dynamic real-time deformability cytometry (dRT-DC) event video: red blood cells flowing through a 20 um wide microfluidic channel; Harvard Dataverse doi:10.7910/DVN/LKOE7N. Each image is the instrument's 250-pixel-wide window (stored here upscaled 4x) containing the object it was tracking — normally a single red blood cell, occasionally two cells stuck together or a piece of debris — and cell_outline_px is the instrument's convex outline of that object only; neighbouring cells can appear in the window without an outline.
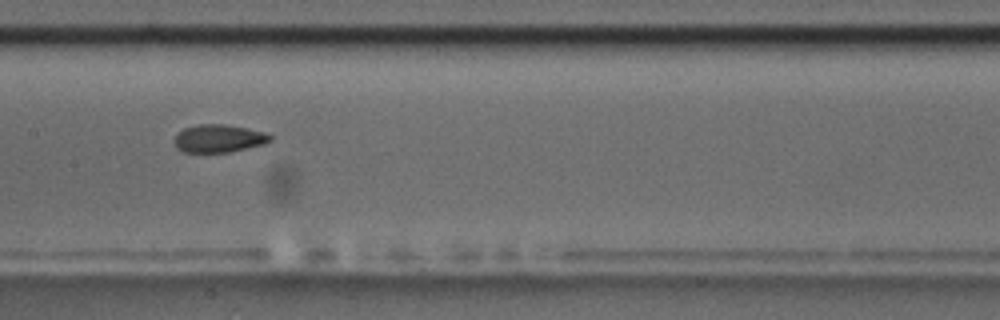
{"species": "common noctule bat (a hibernating species)", "species_latin": "Nyctalus noctula", "temperature_condition": "room temperature", "stored_images_in_passage": 6, "camera_frame_rate_fps": 3000, "um_per_image_px": 0.085, "animal": {"sex": "male", "body_mass_g": 17.5, "forearm_length_mm": 52.3}, "frame": {"image": 1, "passage_image": 5, "time_ms": 4.667, "image_size_px": [1000, 320], "cell_outline_px": [[272, 140], [264, 144], [248, 148], [228, 152], [184, 152], [176, 148], [172, 140], [176, 132], [184, 128], [200, 124], [224, 124], [248, 128], [264, 132], [272, 136]], "centroid_in_image_um": [18.55, 11.76], "position_along_channel_um": 188.8, "area_um2": 15.78}}
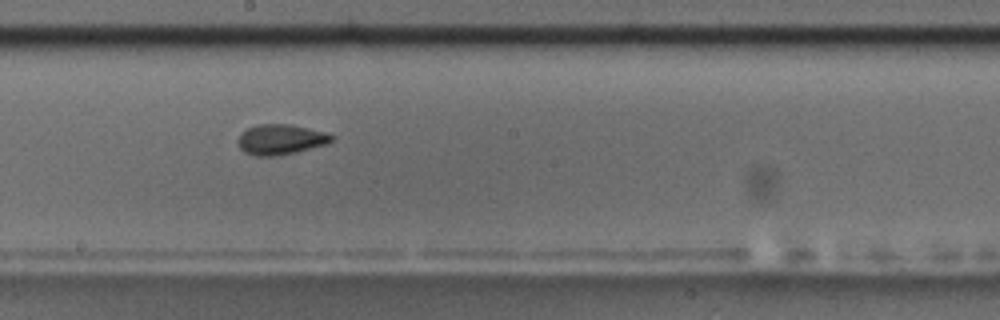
{"frame": {"image": 2, "passage_image": 6, "time_ms": 5.667, "image_size_px": [1000, 320], "cell_outline_px": [[332, 140], [328, 144], [296, 152], [276, 156], [256, 156], [244, 152], [240, 148], [236, 140], [248, 128], [256, 124], [288, 124], [308, 128], [324, 132], [332, 136]], "centroid_in_image_um": [23.83, 11.86], "position_along_channel_um": 224.4, "area_um2": 16.42}}